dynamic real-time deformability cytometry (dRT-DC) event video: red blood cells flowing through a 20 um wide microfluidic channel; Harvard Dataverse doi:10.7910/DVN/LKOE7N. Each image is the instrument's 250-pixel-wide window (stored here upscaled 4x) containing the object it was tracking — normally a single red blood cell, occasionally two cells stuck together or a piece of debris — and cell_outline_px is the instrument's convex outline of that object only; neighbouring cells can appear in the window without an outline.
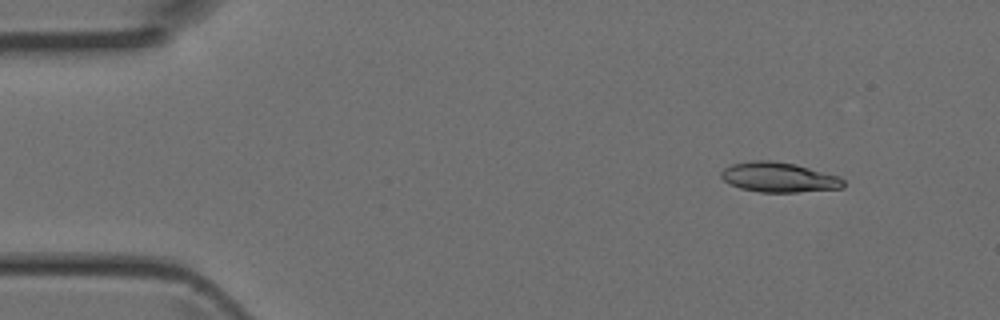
{"species": "Egyptian fruit bat (a non-hibernating species)", "species_latin": "Rousettus aegyptiacus", "temperature_condition": "room temperature", "stored_images_in_passage": 40, "camera_frame_rate_fps": 3000, "um_per_image_px": 0.085, "animal": {"sex": "female"}, "frame": {"image": 1, "passage_image": 1, "time_ms": 0.0, "image_size_px": [1000, 320], "cell_outline_px": [[844, 188], [796, 192], [760, 192], [740, 188], [728, 184], [720, 176], [720, 172], [724, 168], [732, 164], [752, 160], [772, 160], [796, 164], [840, 176], [844, 180]], "centroid_in_image_um": [66.2, 15.06], "position_along_channel_um": 18.8, "area_um2": 21.5}}
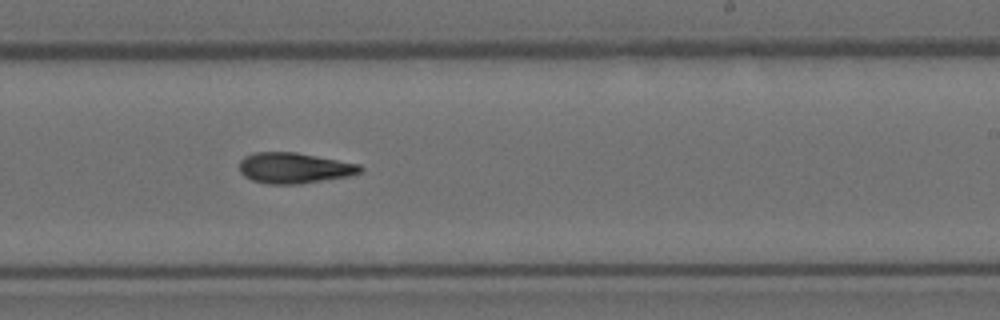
{"frame": {"image": 2, "passage_image": 23, "time_ms": 7.333, "image_size_px": [1000, 320], "cell_outline_px": [[364, 168], [360, 172], [348, 176], [300, 184], [268, 184], [252, 180], [244, 176], [240, 172], [240, 160], [244, 156], [256, 152], [296, 152], [360, 164]], "centroid_in_image_um": [25.0, 14.28], "position_along_channel_um": 264.0, "area_um2": 21.62}}
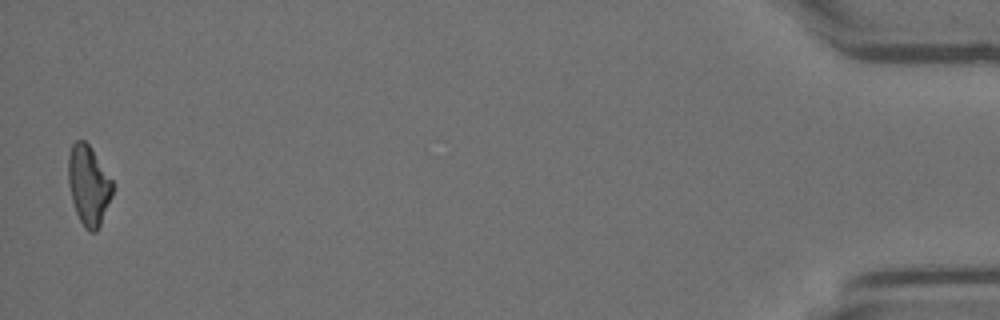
{"frame": {"image": 3, "passage_image": 40, "time_ms": 13.0, "image_size_px": [1000, 320], "cell_outline_px": [[112, 196], [100, 224], [96, 232], [88, 232], [84, 228], [76, 212], [72, 200], [68, 184], [68, 156], [72, 144], [76, 140], [84, 140], [92, 148], [112, 180]], "centroid_in_image_um": [7.51, 15.74], "position_along_channel_um": 427.7, "area_um2": 20.52}}